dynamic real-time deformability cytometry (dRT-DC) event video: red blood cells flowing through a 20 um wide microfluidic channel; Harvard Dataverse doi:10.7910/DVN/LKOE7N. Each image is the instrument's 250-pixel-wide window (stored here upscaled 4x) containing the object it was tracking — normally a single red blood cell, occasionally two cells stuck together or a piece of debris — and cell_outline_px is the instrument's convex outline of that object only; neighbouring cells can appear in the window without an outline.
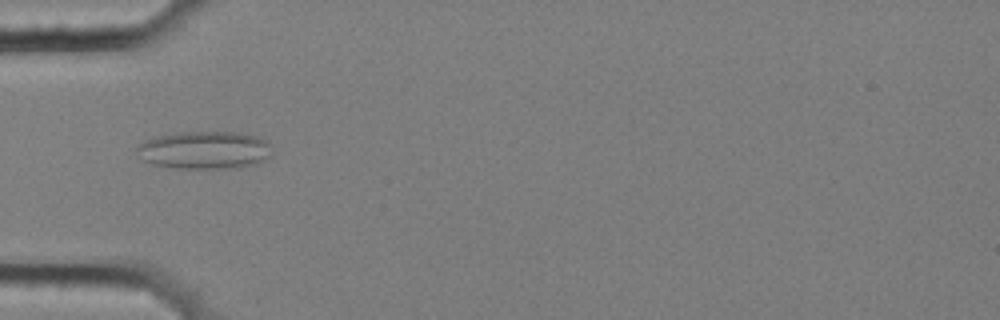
{"species": "common noctule bat (a hibernating species)", "species_latin": "Nyctalus noctula", "temperature_condition": "cold", "stored_images_in_passage": 8, "camera_frame_rate_fps": 3000, "um_per_image_px": 0.085, "animal": {"sex": "female", "body_mass_g": 25.1}, "frame": {"image": 1, "passage_image": 5, "time_ms": 1.333, "image_size_px": [1000, 320], "cell_outline_px": [[272, 152], [268, 156], [252, 164], [240, 168], [172, 168], [152, 164], [144, 160], [136, 152], [136, 148], [144, 140], [152, 136], [180, 132], [236, 132], [256, 136], [268, 140]], "centroid_in_image_um": [17.34, 12.75], "position_along_channel_um": 67.7, "area_um2": 29.88}}